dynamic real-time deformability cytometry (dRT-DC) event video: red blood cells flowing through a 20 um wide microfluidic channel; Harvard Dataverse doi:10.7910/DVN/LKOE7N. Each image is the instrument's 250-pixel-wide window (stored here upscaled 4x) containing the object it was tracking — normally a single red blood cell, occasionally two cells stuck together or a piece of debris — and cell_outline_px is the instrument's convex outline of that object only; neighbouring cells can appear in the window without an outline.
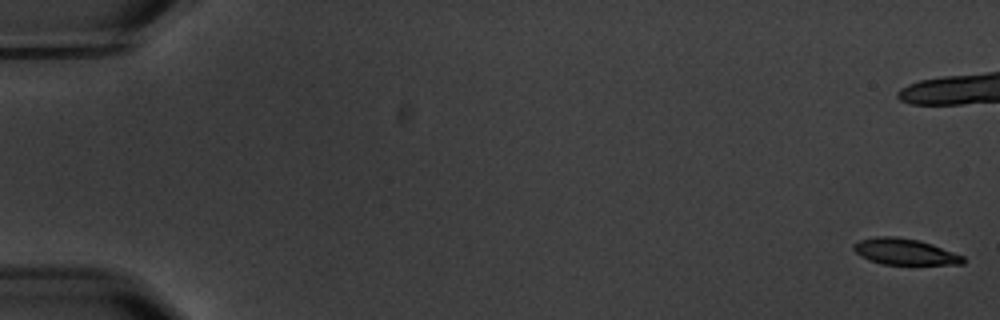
{"species": "common noctule bat (a hibernating species)", "species_latin": "Nyctalus noctula", "temperature_condition": "warm", "stored_images_in_passage": 10, "camera_frame_rate_fps": 3000, "um_per_image_px": 0.085, "animal": {"sex": "male", "body_mass_g": 20.1, "forearm_length_mm": 53.5}, "frame": {"image": 1, "passage_image": 1, "time_ms": 0.0, "image_size_px": [1000, 320], "cell_outline_px": [[964, 264], [884, 264], [868, 260], [860, 256], [852, 248], [852, 244], [860, 240], [876, 236], [896, 236], [920, 240], [932, 244], [964, 256]], "centroid_in_image_um": [76.87, 21.38], "position_along_channel_um": 8.1, "area_um2": 16.7}}